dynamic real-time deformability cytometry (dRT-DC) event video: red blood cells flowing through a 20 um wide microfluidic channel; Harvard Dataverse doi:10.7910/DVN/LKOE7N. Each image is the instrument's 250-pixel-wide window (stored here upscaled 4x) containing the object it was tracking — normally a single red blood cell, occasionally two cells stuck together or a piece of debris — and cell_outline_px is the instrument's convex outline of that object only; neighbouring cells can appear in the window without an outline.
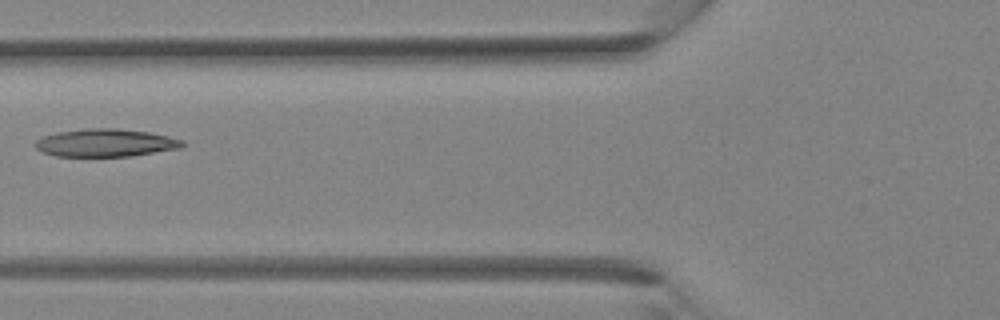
{"species": "Egyptian fruit bat (a non-hibernating species)", "species_latin": "Rousettus aegyptiacus", "temperature_condition": "room temperature", "stored_images_in_passage": 25, "camera_frame_rate_fps": 3000, "um_per_image_px": 0.085, "animal": {"sex": "female"}, "frame": {"image": 1, "passage_image": 4, "time_ms": 1.0, "image_size_px": [1000, 320], "cell_outline_px": [[188, 144], [180, 148], [132, 156], [56, 156], [40, 152], [36, 148], [36, 140], [44, 136], [56, 132], [84, 128], [116, 128], [148, 132], [168, 136], [184, 140]], "centroid_in_image_um": [8.99, 12.14], "position_along_channel_um": 116.8, "area_um2": 23.99}}
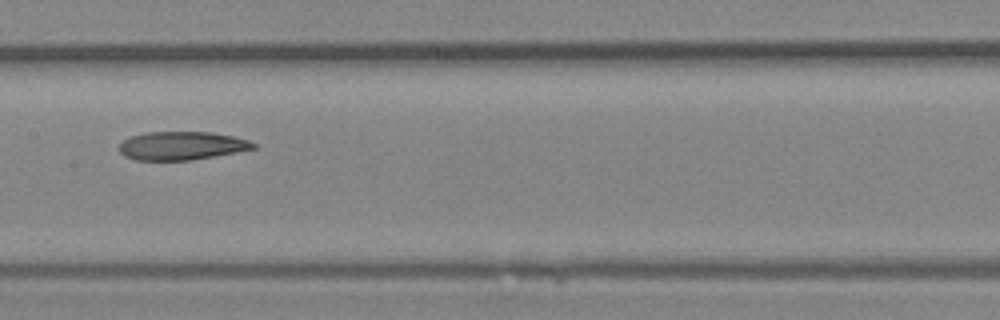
{"frame": {"image": 2, "passage_image": 8, "time_ms": 2.333, "image_size_px": [1000, 320], "cell_outline_px": [[256, 148], [236, 152], [192, 160], [136, 160], [124, 156], [120, 152], [120, 144], [124, 140], [132, 136], [144, 132], [212, 132], [232, 136], [248, 140], [256, 144]], "centroid_in_image_um": [15.44, 12.39], "position_along_channel_um": 192.0, "area_um2": 22.08}}
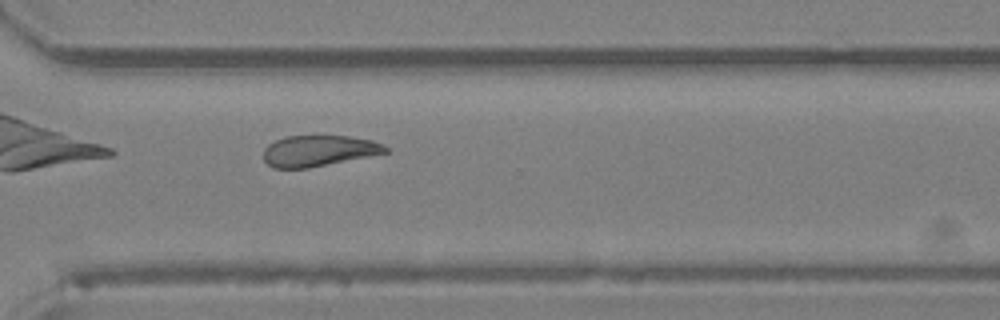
{"frame": {"image": 3, "passage_image": 16, "time_ms": 5.0, "image_size_px": [1000, 320], "cell_outline_px": [[388, 152], [308, 168], [272, 168], [264, 160], [264, 148], [268, 144], [276, 140], [288, 136], [348, 136], [372, 140], [388, 148]], "centroid_in_image_um": [27.05, 12.82], "position_along_channel_um": 343.6, "area_um2": 21.73}}